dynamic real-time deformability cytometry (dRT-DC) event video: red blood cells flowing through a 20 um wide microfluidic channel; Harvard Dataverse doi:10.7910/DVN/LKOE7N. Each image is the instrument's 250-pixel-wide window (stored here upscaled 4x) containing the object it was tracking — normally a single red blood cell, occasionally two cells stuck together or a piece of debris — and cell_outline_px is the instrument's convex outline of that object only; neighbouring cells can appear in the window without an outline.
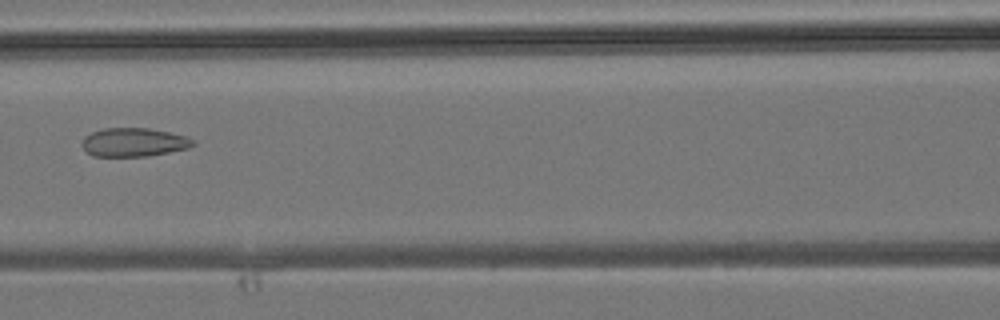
{"species": "common noctule bat (a hibernating species)", "species_latin": "Nyctalus noctula", "temperature_condition": "room temperature", "stored_images_in_passage": 29, "camera_frame_rate_fps": 3000, "um_per_image_px": 0.085, "animal": {"sex": "male", "body_mass_g": 19.2, "forearm_length_mm": 51.8}, "frame": {"image": 1, "passage_image": 6, "time_ms": 1.667, "image_size_px": [1000, 320], "cell_outline_px": [[196, 144], [188, 148], [148, 156], [92, 156], [80, 144], [84, 136], [92, 132], [104, 128], [148, 128], [168, 132], [184, 136], [196, 140]], "centroid_in_image_um": [11.36, 12.09], "position_along_channel_um": 155.2, "area_um2": 18.5}}
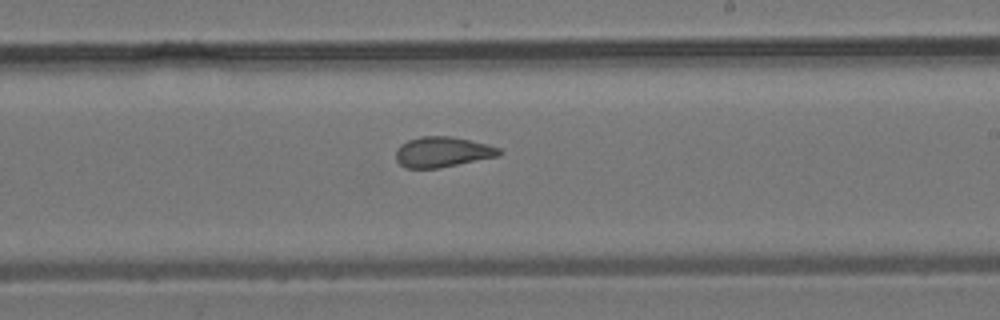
{"frame": {"image": 2, "passage_image": 12, "time_ms": 3.667, "image_size_px": [1000, 320], "cell_outline_px": [[504, 152], [500, 156], [440, 168], [404, 168], [396, 160], [396, 148], [400, 144], [408, 140], [420, 136], [448, 136], [468, 140], [500, 148]], "centroid_in_image_um": [37.59, 12.93], "position_along_channel_um": 251.4, "area_um2": 18.38}}
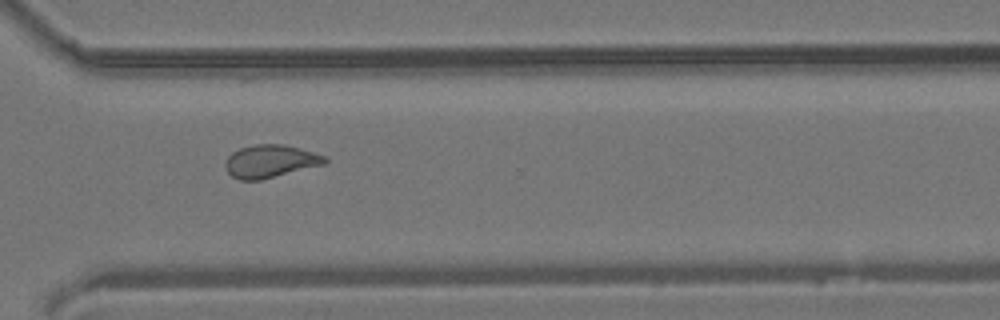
{"frame": {"image": 3, "passage_image": 18, "time_ms": 5.667, "image_size_px": [1000, 320], "cell_outline_px": [[328, 160], [324, 164], [260, 180], [240, 180], [232, 176], [224, 168], [224, 164], [228, 156], [232, 152], [240, 148], [256, 144], [284, 144], [300, 148], [324, 156]], "centroid_in_image_um": [22.93, 13.7], "position_along_channel_um": 347.7, "area_um2": 18.9}}